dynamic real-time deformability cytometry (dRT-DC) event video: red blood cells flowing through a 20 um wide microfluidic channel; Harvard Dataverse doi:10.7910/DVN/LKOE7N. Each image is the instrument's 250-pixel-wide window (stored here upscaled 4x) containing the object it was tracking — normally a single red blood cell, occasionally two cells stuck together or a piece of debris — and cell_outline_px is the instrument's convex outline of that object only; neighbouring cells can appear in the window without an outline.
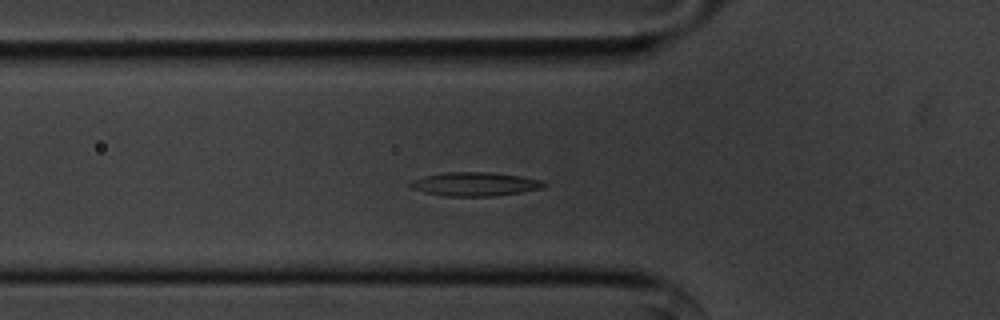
{"species": "common noctule bat (a hibernating species)", "species_latin": "Nyctalus noctula", "temperature_condition": "cold", "stored_images_in_passage": 48, "segment_of_instrument_passage": [1, 2], "camera_frame_rate_fps": 3000, "um_per_image_px": 0.085, "animal": {"sex": "male", "body_mass_g": 20.1, "forearm_length_mm": 53.5}, "frame": {"image": 1, "passage_image": 10, "time_ms": 3.0, "image_size_px": [1000, 320], "cell_outline_px": [[548, 184], [544, 188], [496, 196], [444, 196], [424, 192], [412, 188], [408, 184], [412, 180], [424, 176], [444, 172], [488, 172], [520, 176], [540, 180]], "centroid_in_image_um": [40.36, 15.65], "position_along_channel_um": 85.4, "area_um2": 18.5}}
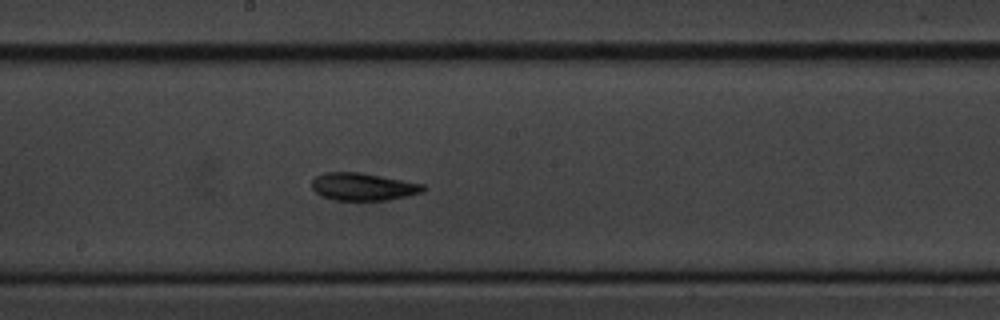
{"frame": {"image": 2, "passage_image": 21, "time_ms": 6.667, "image_size_px": [1000, 320], "cell_outline_px": [[428, 188], [424, 192], [408, 196], [388, 200], [336, 200], [320, 196], [312, 188], [312, 180], [316, 176], [324, 172], [360, 172], [424, 184]], "centroid_in_image_um": [30.89, 15.87], "position_along_channel_um": 217.3, "area_um2": 18.03}}
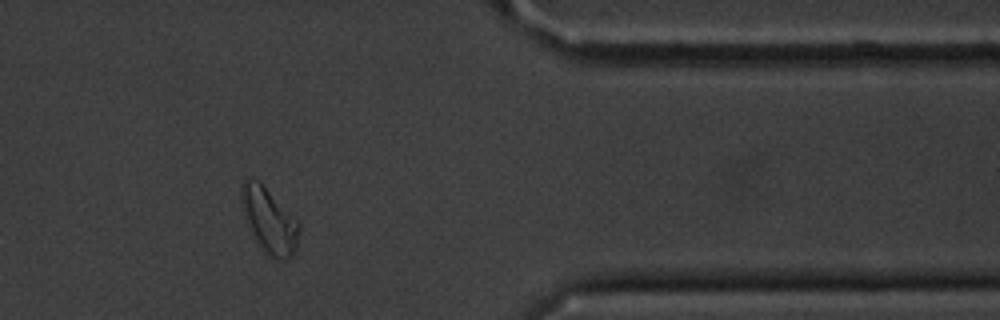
{"frame": {"image": 3, "passage_image": 37, "time_ms": 12.0, "image_size_px": [1000, 320], "cell_outline_px": [[300, 228], [296, 248], [292, 256], [284, 260], [280, 260], [272, 256], [252, 236], [240, 200], [240, 184], [244, 180], [260, 180], [300, 220]], "centroid_in_image_um": [22.91, 18.67], "position_along_channel_um": 388.5, "area_um2": 22.08}}